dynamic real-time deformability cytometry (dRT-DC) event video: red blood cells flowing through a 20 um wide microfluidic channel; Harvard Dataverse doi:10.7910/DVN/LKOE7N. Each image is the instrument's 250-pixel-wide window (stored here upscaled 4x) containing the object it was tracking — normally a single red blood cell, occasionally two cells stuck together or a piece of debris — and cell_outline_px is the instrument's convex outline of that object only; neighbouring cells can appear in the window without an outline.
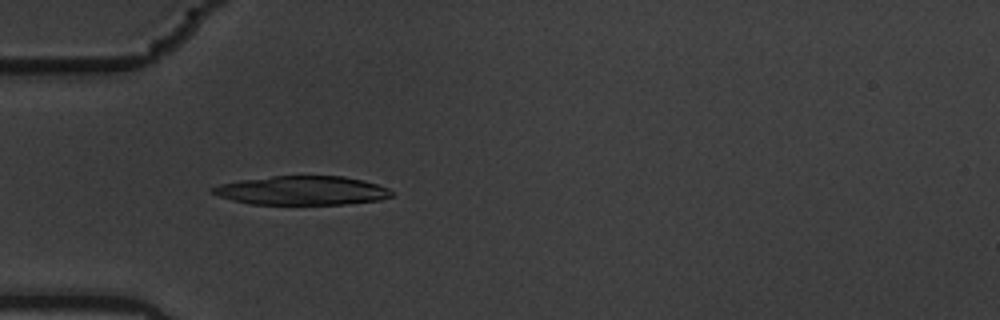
{"species": "common noctule bat (a hibernating species)", "species_latin": "Nyctalus noctula", "temperature_condition": "warm", "stored_images_in_passage": 56, "camera_frame_rate_fps": 3000, "um_per_image_px": 0.085, "animal": {"sex": "male", "body_mass_g": 19.5, "forearm_length_mm": 54.6}, "frame": {"image": 1, "passage_image": 17, "time_ms": 5.333, "image_size_px": [1000, 320], "cell_outline_px": [[392, 196], [380, 200], [344, 204], [252, 204], [232, 200], [220, 196], [212, 192], [212, 188], [220, 184], [240, 180], [272, 176], [344, 176], [364, 180], [388, 188], [392, 192]], "centroid_in_image_um": [25.7, 16.19], "position_along_channel_um": 59.3, "area_um2": 30.0}}